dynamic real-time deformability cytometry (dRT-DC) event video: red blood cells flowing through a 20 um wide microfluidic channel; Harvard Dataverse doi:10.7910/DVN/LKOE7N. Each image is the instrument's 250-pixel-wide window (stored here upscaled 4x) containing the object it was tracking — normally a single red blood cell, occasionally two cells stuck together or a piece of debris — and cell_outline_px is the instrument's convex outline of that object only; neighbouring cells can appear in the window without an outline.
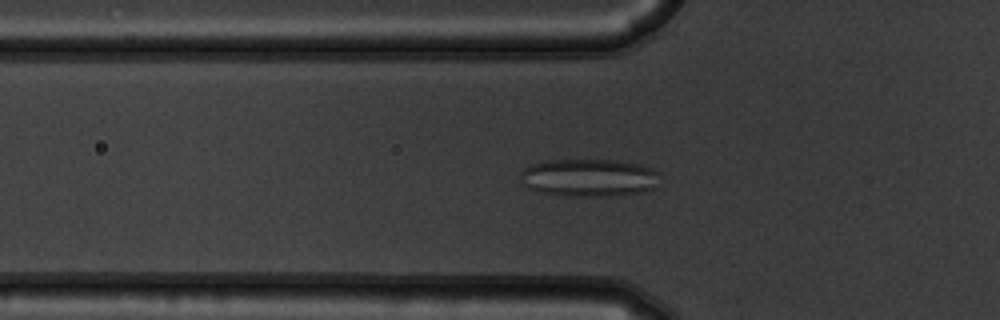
{"species": "common noctule bat (a hibernating species)", "species_latin": "Nyctalus noctula", "temperature_condition": "warm", "stored_images_in_passage": 55, "segment_of_instrument_passage": [1, 2], "camera_frame_rate_fps": 3000, "um_per_image_px": 0.085, "animal": {"sex": "male", "body_mass_g": 19.5, "forearm_length_mm": 54.6}, "frame": {"image": 1, "passage_image": 19, "time_ms": 6.0, "image_size_px": [1000, 320], "cell_outline_px": [[656, 188], [644, 192], [608, 196], [576, 196], [540, 192], [528, 188], [520, 180], [520, 176], [524, 168], [532, 164], [548, 160], [616, 160], [640, 164], [652, 168], [656, 172]], "centroid_in_image_um": [50.06, 15.1], "position_along_channel_um": 75.7, "area_um2": 30.52}}
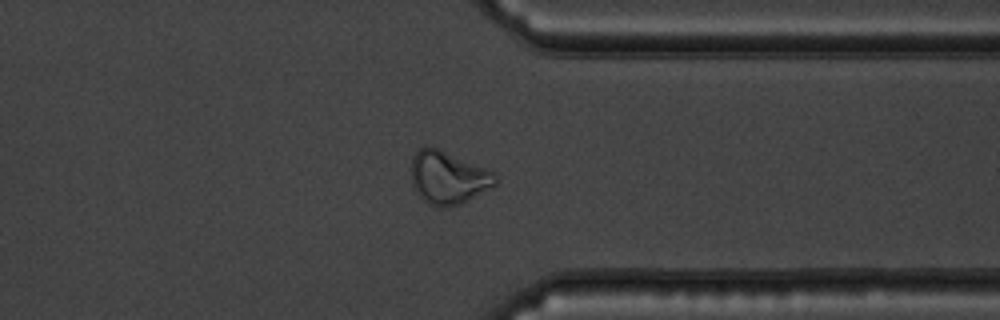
{"frame": {"image": 2, "passage_image": 43, "time_ms": 14.0, "image_size_px": [1000, 320], "cell_outline_px": [[496, 184], [468, 200], [460, 204], [448, 208], [440, 208], [424, 200], [416, 192], [412, 184], [412, 156], [420, 148], [436, 148], [496, 172]], "centroid_in_image_um": [38.09, 15.12], "position_along_channel_um": 373.3, "area_um2": 25.49}}
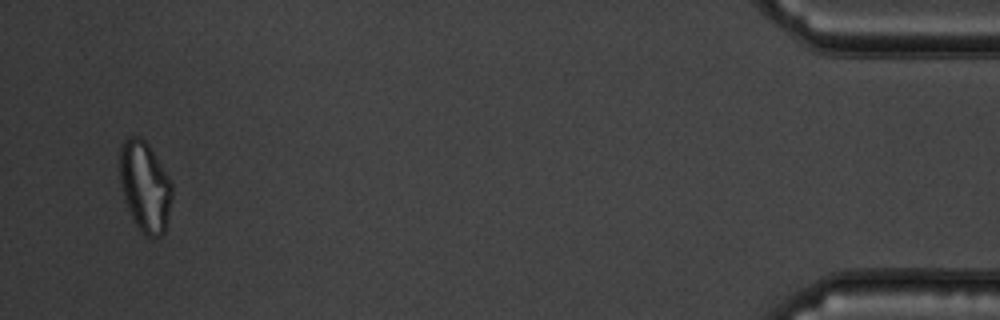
{"frame": {"image": 3, "passage_image": 53, "time_ms": 17.333, "image_size_px": [1000, 320], "cell_outline_px": [[172, 196], [164, 232], [160, 236], [148, 236], [140, 232], [128, 208], [120, 184], [120, 144], [124, 140], [132, 136], [140, 136], [148, 144], [168, 176], [172, 184]], "centroid_in_image_um": [12.31, 15.83], "position_along_channel_um": 422.9, "area_um2": 27.17}}